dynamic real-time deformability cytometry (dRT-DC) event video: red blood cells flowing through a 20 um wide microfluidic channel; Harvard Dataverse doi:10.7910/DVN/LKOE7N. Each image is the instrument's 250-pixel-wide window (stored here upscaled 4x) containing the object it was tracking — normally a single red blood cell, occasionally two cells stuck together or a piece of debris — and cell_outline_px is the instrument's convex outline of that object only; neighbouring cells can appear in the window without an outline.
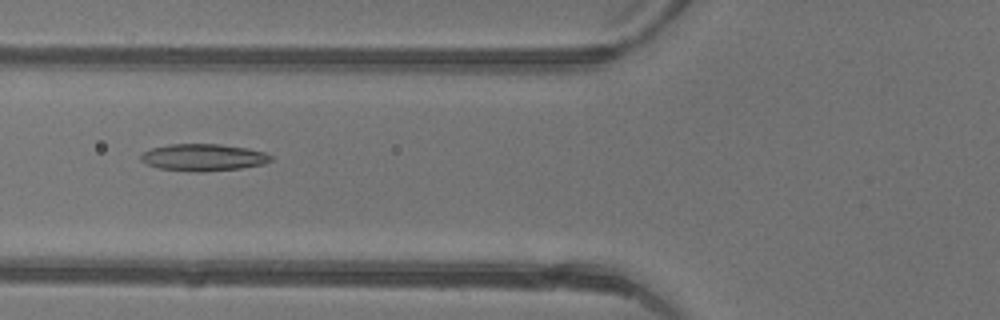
{"species": "common noctule bat (a hibernating species)", "species_latin": "Nyctalus noctula", "temperature_condition": "warm", "stored_images_in_passage": 33, "camera_frame_rate_fps": 3000, "um_per_image_px": 0.085, "animal": {"sex": "female"}, "frame": {"image": 1, "passage_image": 12, "time_ms": 3.667, "image_size_px": [1000, 320], "cell_outline_px": [[272, 160], [264, 164], [240, 168], [204, 172], [196, 172], [160, 168], [148, 164], [140, 160], [140, 152], [152, 148], [168, 144], [220, 144], [248, 148], [264, 152], [272, 156]], "centroid_in_image_um": [17.27, 13.37], "position_along_channel_um": 108.5, "area_um2": 20.52}}
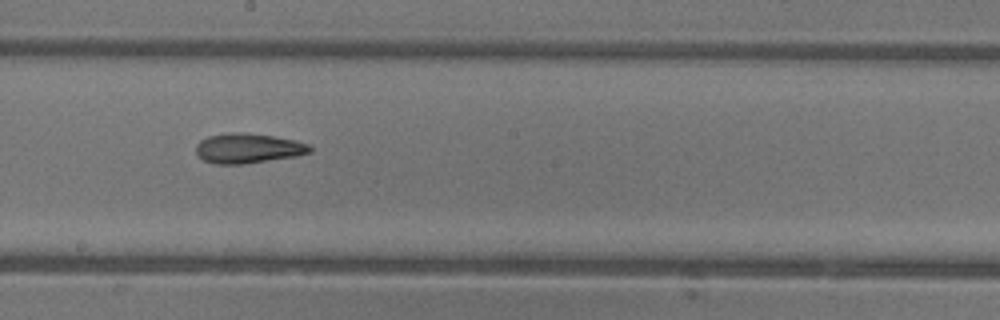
{"frame": {"image": 2, "passage_image": 20, "time_ms": 6.333, "image_size_px": [1000, 320], "cell_outline_px": [[312, 152], [296, 156], [244, 164], [216, 164], [204, 160], [196, 156], [196, 144], [200, 140], [208, 136], [232, 132], [244, 132], [272, 136], [296, 140], [308, 144], [312, 148]], "centroid_in_image_um": [21.07, 12.6], "position_along_channel_um": 227.1, "area_um2": 19.94}}
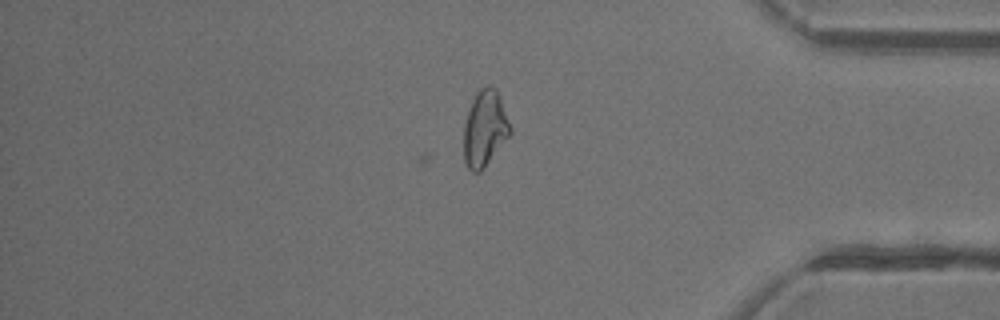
{"frame": {"image": 3, "passage_image": 33, "time_ms": 10.667, "image_size_px": [1000, 320], "cell_outline_px": [[512, 132], [484, 168], [480, 172], [472, 172], [468, 168], [464, 160], [464, 124], [472, 100], [476, 92], [480, 88], [488, 84], [492, 84], [496, 88], [512, 128]], "centroid_in_image_um": [41.21, 10.9], "position_along_channel_um": 394.0, "area_um2": 20.63}, "authors_computed_cell_mechanics": {"area_um2": 19.941, "velocity_mm_per_s": 4.44, "shape_relaxation_time_tau1_ms": null, "shape_relaxation_time_tau2_ms": 4.6979, "deformation_change_tau1": null, "deformation_change_tau2": 0.1491}}